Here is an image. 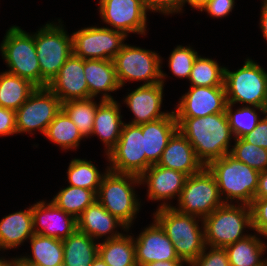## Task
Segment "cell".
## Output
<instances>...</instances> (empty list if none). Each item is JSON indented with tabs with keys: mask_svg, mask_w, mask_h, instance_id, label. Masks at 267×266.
Wrapping results in <instances>:
<instances>
[{
	"mask_svg": "<svg viewBox=\"0 0 267 266\" xmlns=\"http://www.w3.org/2000/svg\"><path fill=\"white\" fill-rule=\"evenodd\" d=\"M176 121L178 130L190 142L205 167L213 160L230 154L233 134L225 112L204 117L176 118Z\"/></svg>",
	"mask_w": 267,
	"mask_h": 266,
	"instance_id": "1",
	"label": "cell"
},
{
	"mask_svg": "<svg viewBox=\"0 0 267 266\" xmlns=\"http://www.w3.org/2000/svg\"><path fill=\"white\" fill-rule=\"evenodd\" d=\"M198 216L183 214L170 204L163 203L154 214V219L172 241L176 254L184 263L191 264L204 250L205 234L199 228Z\"/></svg>",
	"mask_w": 267,
	"mask_h": 266,
	"instance_id": "2",
	"label": "cell"
},
{
	"mask_svg": "<svg viewBox=\"0 0 267 266\" xmlns=\"http://www.w3.org/2000/svg\"><path fill=\"white\" fill-rule=\"evenodd\" d=\"M213 174L220 195H225V203L229 199L238 200L242 204L250 205L258 189L260 172L243 162L236 160L230 154L213 160L207 166Z\"/></svg>",
	"mask_w": 267,
	"mask_h": 266,
	"instance_id": "3",
	"label": "cell"
},
{
	"mask_svg": "<svg viewBox=\"0 0 267 266\" xmlns=\"http://www.w3.org/2000/svg\"><path fill=\"white\" fill-rule=\"evenodd\" d=\"M202 224L206 246L225 248L249 235H243V230L252 229L250 205L225 203L204 217Z\"/></svg>",
	"mask_w": 267,
	"mask_h": 266,
	"instance_id": "4",
	"label": "cell"
},
{
	"mask_svg": "<svg viewBox=\"0 0 267 266\" xmlns=\"http://www.w3.org/2000/svg\"><path fill=\"white\" fill-rule=\"evenodd\" d=\"M224 88L227 103H245L267 113V73L251 59L236 71L225 67Z\"/></svg>",
	"mask_w": 267,
	"mask_h": 266,
	"instance_id": "5",
	"label": "cell"
},
{
	"mask_svg": "<svg viewBox=\"0 0 267 266\" xmlns=\"http://www.w3.org/2000/svg\"><path fill=\"white\" fill-rule=\"evenodd\" d=\"M134 184H140V177L133 174L116 173L108 170L102 178L97 201L129 229L140 203L136 198ZM133 185V186H132Z\"/></svg>",
	"mask_w": 267,
	"mask_h": 266,
	"instance_id": "6",
	"label": "cell"
},
{
	"mask_svg": "<svg viewBox=\"0 0 267 266\" xmlns=\"http://www.w3.org/2000/svg\"><path fill=\"white\" fill-rule=\"evenodd\" d=\"M10 74L31 81L37 87H47L42 78L35 48V34L30 35L18 26H11L0 45Z\"/></svg>",
	"mask_w": 267,
	"mask_h": 266,
	"instance_id": "7",
	"label": "cell"
},
{
	"mask_svg": "<svg viewBox=\"0 0 267 266\" xmlns=\"http://www.w3.org/2000/svg\"><path fill=\"white\" fill-rule=\"evenodd\" d=\"M221 197L213 174L204 167L200 172L187 177L178 199L179 207H172L180 213L203 219L225 204Z\"/></svg>",
	"mask_w": 267,
	"mask_h": 266,
	"instance_id": "8",
	"label": "cell"
},
{
	"mask_svg": "<svg viewBox=\"0 0 267 266\" xmlns=\"http://www.w3.org/2000/svg\"><path fill=\"white\" fill-rule=\"evenodd\" d=\"M112 61L121 87L127 80H141L143 85L164 84L162 79L166 74L161 71L162 59L155 52L124 44Z\"/></svg>",
	"mask_w": 267,
	"mask_h": 266,
	"instance_id": "9",
	"label": "cell"
},
{
	"mask_svg": "<svg viewBox=\"0 0 267 266\" xmlns=\"http://www.w3.org/2000/svg\"><path fill=\"white\" fill-rule=\"evenodd\" d=\"M60 25L47 23L35 33L41 76L49 84L73 53L72 35Z\"/></svg>",
	"mask_w": 267,
	"mask_h": 266,
	"instance_id": "10",
	"label": "cell"
},
{
	"mask_svg": "<svg viewBox=\"0 0 267 266\" xmlns=\"http://www.w3.org/2000/svg\"><path fill=\"white\" fill-rule=\"evenodd\" d=\"M111 162L108 170L141 176L146 171V155L144 151V136L142 124L123 125L116 146L108 153Z\"/></svg>",
	"mask_w": 267,
	"mask_h": 266,
	"instance_id": "11",
	"label": "cell"
},
{
	"mask_svg": "<svg viewBox=\"0 0 267 266\" xmlns=\"http://www.w3.org/2000/svg\"><path fill=\"white\" fill-rule=\"evenodd\" d=\"M62 109V102L48 87H37L16 110L17 133L38 129L45 134L47 127Z\"/></svg>",
	"mask_w": 267,
	"mask_h": 266,
	"instance_id": "12",
	"label": "cell"
},
{
	"mask_svg": "<svg viewBox=\"0 0 267 266\" xmlns=\"http://www.w3.org/2000/svg\"><path fill=\"white\" fill-rule=\"evenodd\" d=\"M127 36L106 27H87L72 34L73 54L82 59L112 60Z\"/></svg>",
	"mask_w": 267,
	"mask_h": 266,
	"instance_id": "13",
	"label": "cell"
},
{
	"mask_svg": "<svg viewBox=\"0 0 267 266\" xmlns=\"http://www.w3.org/2000/svg\"><path fill=\"white\" fill-rule=\"evenodd\" d=\"M98 8L105 23L113 30L144 34L146 31L147 9L144 0H99Z\"/></svg>",
	"mask_w": 267,
	"mask_h": 266,
	"instance_id": "14",
	"label": "cell"
},
{
	"mask_svg": "<svg viewBox=\"0 0 267 266\" xmlns=\"http://www.w3.org/2000/svg\"><path fill=\"white\" fill-rule=\"evenodd\" d=\"M227 104L224 86H190L176 106V118L204 117L225 112Z\"/></svg>",
	"mask_w": 267,
	"mask_h": 266,
	"instance_id": "15",
	"label": "cell"
},
{
	"mask_svg": "<svg viewBox=\"0 0 267 266\" xmlns=\"http://www.w3.org/2000/svg\"><path fill=\"white\" fill-rule=\"evenodd\" d=\"M135 239L133 241L138 266L159 261H182L176 254L172 241L155 219L154 223L145 228Z\"/></svg>",
	"mask_w": 267,
	"mask_h": 266,
	"instance_id": "16",
	"label": "cell"
},
{
	"mask_svg": "<svg viewBox=\"0 0 267 266\" xmlns=\"http://www.w3.org/2000/svg\"><path fill=\"white\" fill-rule=\"evenodd\" d=\"M47 87L62 103L68 100L89 99L84 59L72 53Z\"/></svg>",
	"mask_w": 267,
	"mask_h": 266,
	"instance_id": "17",
	"label": "cell"
},
{
	"mask_svg": "<svg viewBox=\"0 0 267 266\" xmlns=\"http://www.w3.org/2000/svg\"><path fill=\"white\" fill-rule=\"evenodd\" d=\"M32 222L34 234L61 240L77 229L76 218L57 207L52 201L50 203L39 201L32 206Z\"/></svg>",
	"mask_w": 267,
	"mask_h": 266,
	"instance_id": "18",
	"label": "cell"
},
{
	"mask_svg": "<svg viewBox=\"0 0 267 266\" xmlns=\"http://www.w3.org/2000/svg\"><path fill=\"white\" fill-rule=\"evenodd\" d=\"M163 83L141 85L129 93L124 102L135 118L129 123L140 125L168 116L170 113L160 112L163 96Z\"/></svg>",
	"mask_w": 267,
	"mask_h": 266,
	"instance_id": "19",
	"label": "cell"
},
{
	"mask_svg": "<svg viewBox=\"0 0 267 266\" xmlns=\"http://www.w3.org/2000/svg\"><path fill=\"white\" fill-rule=\"evenodd\" d=\"M187 177L183 172L153 164L140 176V182L147 183L150 200L163 201L176 196L179 199Z\"/></svg>",
	"mask_w": 267,
	"mask_h": 266,
	"instance_id": "20",
	"label": "cell"
},
{
	"mask_svg": "<svg viewBox=\"0 0 267 266\" xmlns=\"http://www.w3.org/2000/svg\"><path fill=\"white\" fill-rule=\"evenodd\" d=\"M157 165L183 172L187 176L196 174L205 167L190 142L179 130L170 138Z\"/></svg>",
	"mask_w": 267,
	"mask_h": 266,
	"instance_id": "21",
	"label": "cell"
},
{
	"mask_svg": "<svg viewBox=\"0 0 267 266\" xmlns=\"http://www.w3.org/2000/svg\"><path fill=\"white\" fill-rule=\"evenodd\" d=\"M177 130L178 123L174 111L166 117L142 124L146 170L159 162L170 138Z\"/></svg>",
	"mask_w": 267,
	"mask_h": 266,
	"instance_id": "22",
	"label": "cell"
},
{
	"mask_svg": "<svg viewBox=\"0 0 267 266\" xmlns=\"http://www.w3.org/2000/svg\"><path fill=\"white\" fill-rule=\"evenodd\" d=\"M76 220L77 229L93 239L101 238L106 234H110L106 239L120 237L123 233L114 231L117 226H121L124 231H129L123 222L111 215L97 200L89 205Z\"/></svg>",
	"mask_w": 267,
	"mask_h": 266,
	"instance_id": "23",
	"label": "cell"
},
{
	"mask_svg": "<svg viewBox=\"0 0 267 266\" xmlns=\"http://www.w3.org/2000/svg\"><path fill=\"white\" fill-rule=\"evenodd\" d=\"M120 105L115 100H101L98 104L91 135H97L106 145V155L116 146L124 123Z\"/></svg>",
	"mask_w": 267,
	"mask_h": 266,
	"instance_id": "24",
	"label": "cell"
},
{
	"mask_svg": "<svg viewBox=\"0 0 267 266\" xmlns=\"http://www.w3.org/2000/svg\"><path fill=\"white\" fill-rule=\"evenodd\" d=\"M84 75L88 84L89 98L104 92L101 100H114L107 92L121 88L112 60L85 59Z\"/></svg>",
	"mask_w": 267,
	"mask_h": 266,
	"instance_id": "25",
	"label": "cell"
},
{
	"mask_svg": "<svg viewBox=\"0 0 267 266\" xmlns=\"http://www.w3.org/2000/svg\"><path fill=\"white\" fill-rule=\"evenodd\" d=\"M33 235L32 206L9 214L0 221V249L18 247Z\"/></svg>",
	"mask_w": 267,
	"mask_h": 266,
	"instance_id": "26",
	"label": "cell"
},
{
	"mask_svg": "<svg viewBox=\"0 0 267 266\" xmlns=\"http://www.w3.org/2000/svg\"><path fill=\"white\" fill-rule=\"evenodd\" d=\"M95 240L76 229L63 243V266H91L98 256V245Z\"/></svg>",
	"mask_w": 267,
	"mask_h": 266,
	"instance_id": "27",
	"label": "cell"
},
{
	"mask_svg": "<svg viewBox=\"0 0 267 266\" xmlns=\"http://www.w3.org/2000/svg\"><path fill=\"white\" fill-rule=\"evenodd\" d=\"M36 88L31 81L5 71L0 74V106L16 111Z\"/></svg>",
	"mask_w": 267,
	"mask_h": 266,
	"instance_id": "28",
	"label": "cell"
},
{
	"mask_svg": "<svg viewBox=\"0 0 267 266\" xmlns=\"http://www.w3.org/2000/svg\"><path fill=\"white\" fill-rule=\"evenodd\" d=\"M98 256L107 266H136L133 237L121 235L115 239H105L98 245Z\"/></svg>",
	"mask_w": 267,
	"mask_h": 266,
	"instance_id": "29",
	"label": "cell"
},
{
	"mask_svg": "<svg viewBox=\"0 0 267 266\" xmlns=\"http://www.w3.org/2000/svg\"><path fill=\"white\" fill-rule=\"evenodd\" d=\"M266 248L260 238L251 234L225 247L230 266H260L265 261L261 257Z\"/></svg>",
	"mask_w": 267,
	"mask_h": 266,
	"instance_id": "30",
	"label": "cell"
},
{
	"mask_svg": "<svg viewBox=\"0 0 267 266\" xmlns=\"http://www.w3.org/2000/svg\"><path fill=\"white\" fill-rule=\"evenodd\" d=\"M32 256H23L39 266H63L64 254L61 239L34 234L30 239Z\"/></svg>",
	"mask_w": 267,
	"mask_h": 266,
	"instance_id": "31",
	"label": "cell"
},
{
	"mask_svg": "<svg viewBox=\"0 0 267 266\" xmlns=\"http://www.w3.org/2000/svg\"><path fill=\"white\" fill-rule=\"evenodd\" d=\"M44 135L65 150L77 148L84 138L78 127L62 109L51 121Z\"/></svg>",
	"mask_w": 267,
	"mask_h": 266,
	"instance_id": "32",
	"label": "cell"
},
{
	"mask_svg": "<svg viewBox=\"0 0 267 266\" xmlns=\"http://www.w3.org/2000/svg\"><path fill=\"white\" fill-rule=\"evenodd\" d=\"M97 200V193L93 190L67 186L52 199V202L70 215L77 217Z\"/></svg>",
	"mask_w": 267,
	"mask_h": 266,
	"instance_id": "33",
	"label": "cell"
},
{
	"mask_svg": "<svg viewBox=\"0 0 267 266\" xmlns=\"http://www.w3.org/2000/svg\"><path fill=\"white\" fill-rule=\"evenodd\" d=\"M97 107L98 104L93 101V98L68 100L62 103V110L78 127L84 138L91 136Z\"/></svg>",
	"mask_w": 267,
	"mask_h": 266,
	"instance_id": "34",
	"label": "cell"
},
{
	"mask_svg": "<svg viewBox=\"0 0 267 266\" xmlns=\"http://www.w3.org/2000/svg\"><path fill=\"white\" fill-rule=\"evenodd\" d=\"M224 72L215 60L197 55L188 79L191 86H224Z\"/></svg>",
	"mask_w": 267,
	"mask_h": 266,
	"instance_id": "35",
	"label": "cell"
},
{
	"mask_svg": "<svg viewBox=\"0 0 267 266\" xmlns=\"http://www.w3.org/2000/svg\"><path fill=\"white\" fill-rule=\"evenodd\" d=\"M68 181L71 186L93 190L98 193L104 174H100L91 161L73 159L67 171Z\"/></svg>",
	"mask_w": 267,
	"mask_h": 266,
	"instance_id": "36",
	"label": "cell"
},
{
	"mask_svg": "<svg viewBox=\"0 0 267 266\" xmlns=\"http://www.w3.org/2000/svg\"><path fill=\"white\" fill-rule=\"evenodd\" d=\"M232 104L227 103L225 113L234 139L241 138L251 132L261 120L256 110L250 106H243L233 113ZM259 117V118H258Z\"/></svg>",
	"mask_w": 267,
	"mask_h": 266,
	"instance_id": "37",
	"label": "cell"
},
{
	"mask_svg": "<svg viewBox=\"0 0 267 266\" xmlns=\"http://www.w3.org/2000/svg\"><path fill=\"white\" fill-rule=\"evenodd\" d=\"M230 155L251 168L262 172L267 169V149L253 145L242 138L235 139Z\"/></svg>",
	"mask_w": 267,
	"mask_h": 266,
	"instance_id": "38",
	"label": "cell"
},
{
	"mask_svg": "<svg viewBox=\"0 0 267 266\" xmlns=\"http://www.w3.org/2000/svg\"><path fill=\"white\" fill-rule=\"evenodd\" d=\"M198 53L190 47L177 46L169 57V68L179 78H189Z\"/></svg>",
	"mask_w": 267,
	"mask_h": 266,
	"instance_id": "39",
	"label": "cell"
},
{
	"mask_svg": "<svg viewBox=\"0 0 267 266\" xmlns=\"http://www.w3.org/2000/svg\"><path fill=\"white\" fill-rule=\"evenodd\" d=\"M206 249H208L207 246L189 266H230L225 248L210 246V251L207 254Z\"/></svg>",
	"mask_w": 267,
	"mask_h": 266,
	"instance_id": "40",
	"label": "cell"
},
{
	"mask_svg": "<svg viewBox=\"0 0 267 266\" xmlns=\"http://www.w3.org/2000/svg\"><path fill=\"white\" fill-rule=\"evenodd\" d=\"M250 208L252 230L267 237V198H254Z\"/></svg>",
	"mask_w": 267,
	"mask_h": 266,
	"instance_id": "41",
	"label": "cell"
},
{
	"mask_svg": "<svg viewBox=\"0 0 267 266\" xmlns=\"http://www.w3.org/2000/svg\"><path fill=\"white\" fill-rule=\"evenodd\" d=\"M146 9L163 14L175 13L182 11L184 0H144Z\"/></svg>",
	"mask_w": 267,
	"mask_h": 266,
	"instance_id": "42",
	"label": "cell"
},
{
	"mask_svg": "<svg viewBox=\"0 0 267 266\" xmlns=\"http://www.w3.org/2000/svg\"><path fill=\"white\" fill-rule=\"evenodd\" d=\"M241 138L248 143L267 149V113L251 132Z\"/></svg>",
	"mask_w": 267,
	"mask_h": 266,
	"instance_id": "43",
	"label": "cell"
},
{
	"mask_svg": "<svg viewBox=\"0 0 267 266\" xmlns=\"http://www.w3.org/2000/svg\"><path fill=\"white\" fill-rule=\"evenodd\" d=\"M234 0H209L201 11H207L212 17L227 16L234 8Z\"/></svg>",
	"mask_w": 267,
	"mask_h": 266,
	"instance_id": "44",
	"label": "cell"
},
{
	"mask_svg": "<svg viewBox=\"0 0 267 266\" xmlns=\"http://www.w3.org/2000/svg\"><path fill=\"white\" fill-rule=\"evenodd\" d=\"M17 134L16 111L0 106V136Z\"/></svg>",
	"mask_w": 267,
	"mask_h": 266,
	"instance_id": "45",
	"label": "cell"
},
{
	"mask_svg": "<svg viewBox=\"0 0 267 266\" xmlns=\"http://www.w3.org/2000/svg\"><path fill=\"white\" fill-rule=\"evenodd\" d=\"M255 198H267V169L260 172Z\"/></svg>",
	"mask_w": 267,
	"mask_h": 266,
	"instance_id": "46",
	"label": "cell"
},
{
	"mask_svg": "<svg viewBox=\"0 0 267 266\" xmlns=\"http://www.w3.org/2000/svg\"><path fill=\"white\" fill-rule=\"evenodd\" d=\"M260 28L263 32V37L267 41V2H263L261 19H260Z\"/></svg>",
	"mask_w": 267,
	"mask_h": 266,
	"instance_id": "47",
	"label": "cell"
},
{
	"mask_svg": "<svg viewBox=\"0 0 267 266\" xmlns=\"http://www.w3.org/2000/svg\"><path fill=\"white\" fill-rule=\"evenodd\" d=\"M183 261H159V262H151L144 266H183Z\"/></svg>",
	"mask_w": 267,
	"mask_h": 266,
	"instance_id": "48",
	"label": "cell"
},
{
	"mask_svg": "<svg viewBox=\"0 0 267 266\" xmlns=\"http://www.w3.org/2000/svg\"><path fill=\"white\" fill-rule=\"evenodd\" d=\"M12 266H39L38 264L27 261L24 257L12 259Z\"/></svg>",
	"mask_w": 267,
	"mask_h": 266,
	"instance_id": "49",
	"label": "cell"
},
{
	"mask_svg": "<svg viewBox=\"0 0 267 266\" xmlns=\"http://www.w3.org/2000/svg\"><path fill=\"white\" fill-rule=\"evenodd\" d=\"M208 1L209 0H184V3L187 2L190 6H192V8L199 9L201 11Z\"/></svg>",
	"mask_w": 267,
	"mask_h": 266,
	"instance_id": "50",
	"label": "cell"
},
{
	"mask_svg": "<svg viewBox=\"0 0 267 266\" xmlns=\"http://www.w3.org/2000/svg\"><path fill=\"white\" fill-rule=\"evenodd\" d=\"M91 266H107V264L99 256H97Z\"/></svg>",
	"mask_w": 267,
	"mask_h": 266,
	"instance_id": "51",
	"label": "cell"
},
{
	"mask_svg": "<svg viewBox=\"0 0 267 266\" xmlns=\"http://www.w3.org/2000/svg\"><path fill=\"white\" fill-rule=\"evenodd\" d=\"M0 266H12V260H5L0 258Z\"/></svg>",
	"mask_w": 267,
	"mask_h": 266,
	"instance_id": "52",
	"label": "cell"
},
{
	"mask_svg": "<svg viewBox=\"0 0 267 266\" xmlns=\"http://www.w3.org/2000/svg\"><path fill=\"white\" fill-rule=\"evenodd\" d=\"M260 266H266L265 261Z\"/></svg>",
	"mask_w": 267,
	"mask_h": 266,
	"instance_id": "53",
	"label": "cell"
}]
</instances>
